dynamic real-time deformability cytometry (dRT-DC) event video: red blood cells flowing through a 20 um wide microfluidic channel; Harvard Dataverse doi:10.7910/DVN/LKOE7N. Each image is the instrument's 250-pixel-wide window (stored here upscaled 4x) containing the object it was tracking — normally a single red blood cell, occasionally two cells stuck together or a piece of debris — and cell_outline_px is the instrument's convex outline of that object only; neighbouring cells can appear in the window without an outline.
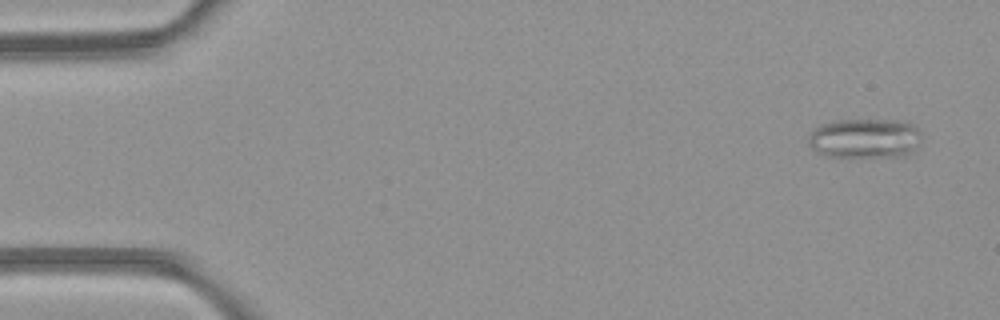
{"species": "common noctule bat (a hibernating species)", "species_latin": "Nyctalus noctula", "temperature_condition": "room temperature", "stored_images_in_passage": 5, "camera_frame_rate_fps": 3000, "um_per_image_px": 0.085, "animal": {"sex": "female", "body_mass_g": 21.9}, "frame": {"image": 1, "passage_image": 1, "time_ms": 0.0, "image_size_px": [1000, 320], "cell_outline_px": [[920, 140], [912, 152], [896, 156], [828, 156], [816, 152], [808, 144], [808, 136], [812, 128], [820, 124], [836, 120], [900, 120], [912, 124], [920, 132]], "centroid_in_image_um": [73.45, 11.74], "position_along_channel_um": 11.5, "area_um2": 26.13}}